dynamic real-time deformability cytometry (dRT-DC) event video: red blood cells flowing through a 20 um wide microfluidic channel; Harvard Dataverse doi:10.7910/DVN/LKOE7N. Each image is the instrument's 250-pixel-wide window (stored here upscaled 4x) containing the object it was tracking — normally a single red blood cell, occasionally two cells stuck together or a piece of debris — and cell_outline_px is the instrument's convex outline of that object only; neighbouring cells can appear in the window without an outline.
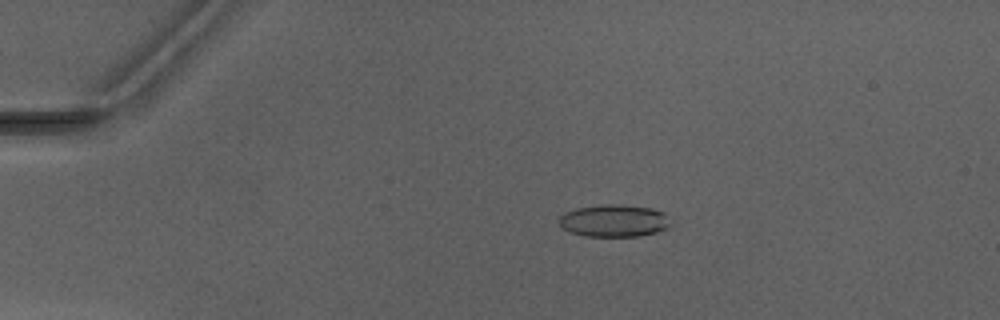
{"species": "Egyptian fruit bat (a non-hibernating species)", "species_latin": "Rousettus aegyptiacus", "temperature_condition": "warm", "stored_images_in_passage": 5, "camera_frame_rate_fps": 3000, "um_per_image_px": 0.085, "animal": {"sex": "male"}, "frame": {"image": 1, "passage_image": 3, "time_ms": 3.333, "image_size_px": [1000, 320], "cell_outline_px": [[672, 228], [640, 236], [584, 236], [572, 232], [564, 228], [560, 224], [560, 216], [564, 212], [576, 208], [604, 204], [620, 204], [652, 208], [664, 212], [672, 224]], "centroid_in_image_um": [52.25, 18.76], "position_along_channel_um": 32.7, "area_um2": 21.15}}
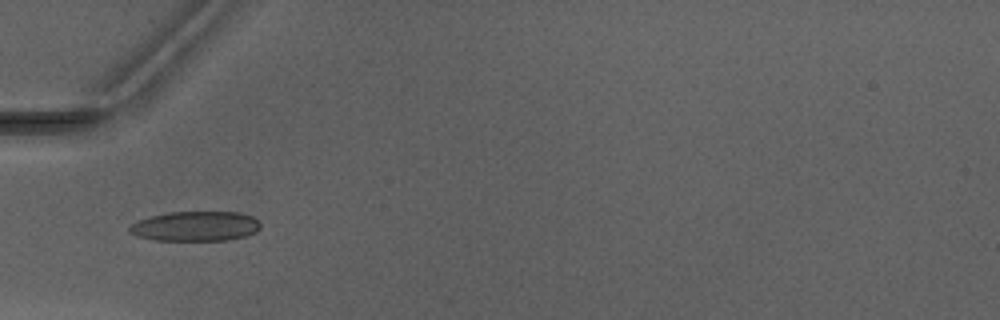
{"frame": {"image": 2, "passage_image": 5, "time_ms": 5.667, "image_size_px": [1000, 320], "cell_outline_px": [[260, 228], [256, 232], [248, 236], [228, 240], [156, 240], [136, 236], [128, 232], [128, 228], [132, 224], [148, 216], [168, 212], [240, 212], [252, 216], [260, 224]], "centroid_in_image_um": [16.62, 19.23], "position_along_channel_um": 68.4, "area_um2": 22.89}}